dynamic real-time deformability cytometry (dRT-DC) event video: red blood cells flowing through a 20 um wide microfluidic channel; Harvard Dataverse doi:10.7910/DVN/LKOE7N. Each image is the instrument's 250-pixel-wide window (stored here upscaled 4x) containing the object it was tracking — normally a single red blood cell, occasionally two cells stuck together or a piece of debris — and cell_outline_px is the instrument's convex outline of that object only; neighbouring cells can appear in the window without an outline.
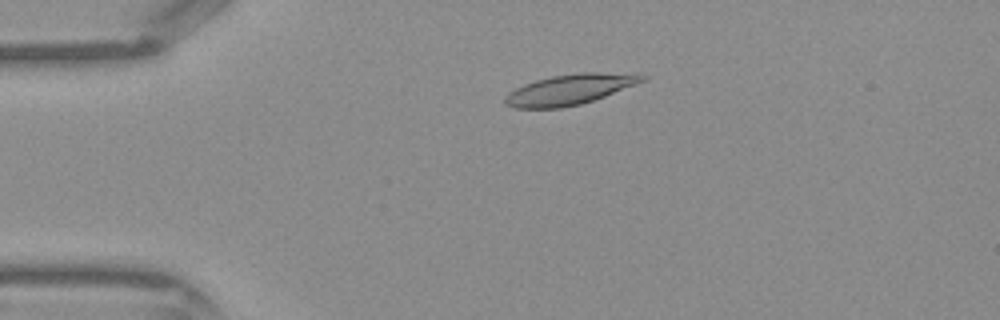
{"species": "Egyptian fruit bat (a non-hibernating species)", "species_latin": "Rousettus aegyptiacus", "temperature_condition": "warm", "stored_images_in_passage": 43, "camera_frame_rate_fps": 3000, "um_per_image_px": 0.085, "frame": {"image": 1, "passage_image": 9, "time_ms": 2.667, "image_size_px": [1000, 320], "cell_outline_px": [[648, 76], [644, 80], [636, 84], [604, 96], [580, 104], [560, 108], [512, 108], [504, 104], [504, 96], [508, 92], [524, 84], [536, 80], [552, 76], [580, 72], [640, 72]], "centroid_in_image_um": [48.45, 7.58], "position_along_channel_um": 36.5, "area_um2": 24.57}}
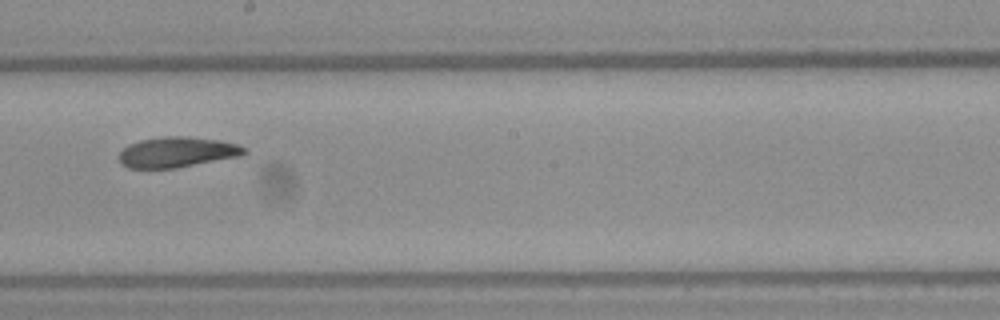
{"frame": {"image": 2, "passage_image": 24, "time_ms": 7.667, "image_size_px": [1000, 320], "cell_outline_px": [[248, 152], [240, 156], [176, 168], [128, 168], [120, 164], [120, 152], [128, 144], [140, 140], [164, 136], [188, 136], [220, 140], [236, 144], [248, 148]], "centroid_in_image_um": [15.07, 12.93], "position_along_channel_um": 233.1, "area_um2": 22.31}}
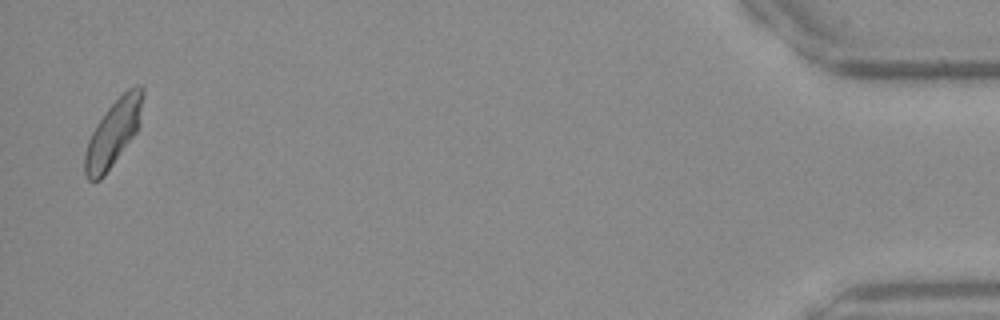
{"frame": {"image": 3, "passage_image": 42, "time_ms": 13.667, "image_size_px": [1000, 320], "cell_outline_px": [[144, 96], [140, 124], [136, 132], [104, 176], [100, 180], [88, 180], [84, 172], [84, 156], [88, 140], [96, 124], [108, 108], [128, 88], [136, 84], [140, 84], [144, 88]], "centroid_in_image_um": [9.65, 11.27], "position_along_channel_um": 425.6, "area_um2": 22.31}}